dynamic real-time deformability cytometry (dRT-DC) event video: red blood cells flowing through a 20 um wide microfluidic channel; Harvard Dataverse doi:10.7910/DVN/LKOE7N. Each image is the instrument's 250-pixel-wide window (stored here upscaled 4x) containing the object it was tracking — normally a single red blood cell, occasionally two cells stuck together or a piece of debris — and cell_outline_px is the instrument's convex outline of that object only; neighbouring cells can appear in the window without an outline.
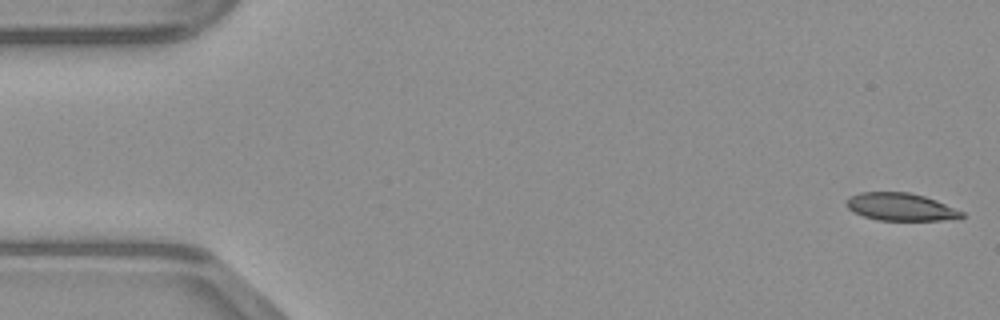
{"species": "common noctule bat (a hibernating species)", "species_latin": "Nyctalus noctula", "temperature_condition": "warm", "stored_images_in_passage": 49, "camera_frame_rate_fps": 3000, "um_per_image_px": 0.085, "animal": {"sex": "male", "body_mass_g": 23.1, "forearm_length_mm": 52.7}, "frame": {"image": 1, "passage_image": 1, "time_ms": 0.0, "image_size_px": [1000, 320], "cell_outline_px": [[964, 216], [940, 220], [880, 220], [864, 216], [848, 208], [848, 200], [852, 196], [860, 192], [908, 192], [924, 196], [936, 200], [964, 212]], "centroid_in_image_um": [76.58, 17.58], "position_along_channel_um": 8.4, "area_um2": 18.09}}
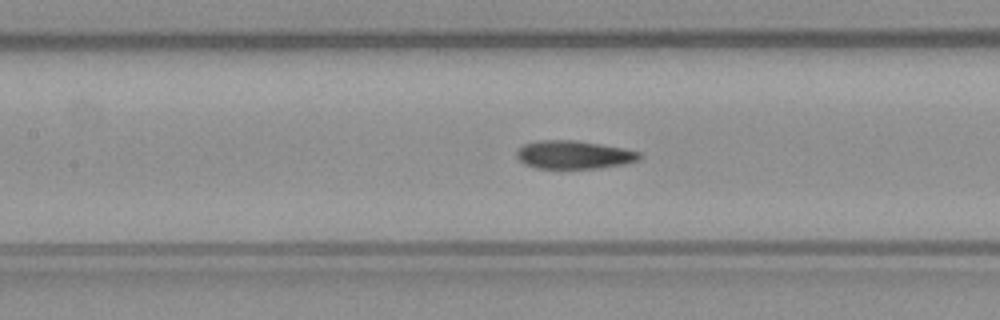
{"frame": {"image": 2, "passage_image": 21, "time_ms": 6.667, "image_size_px": [1000, 320], "cell_outline_px": [[644, 156], [640, 160], [624, 164], [600, 168], [536, 168], [524, 164], [516, 156], [516, 152], [524, 144], [536, 140], [576, 140], [624, 148], [640, 152]], "centroid_in_image_um": [48.81, 13.15], "position_along_channel_um": 158.6, "area_um2": 20.35}}
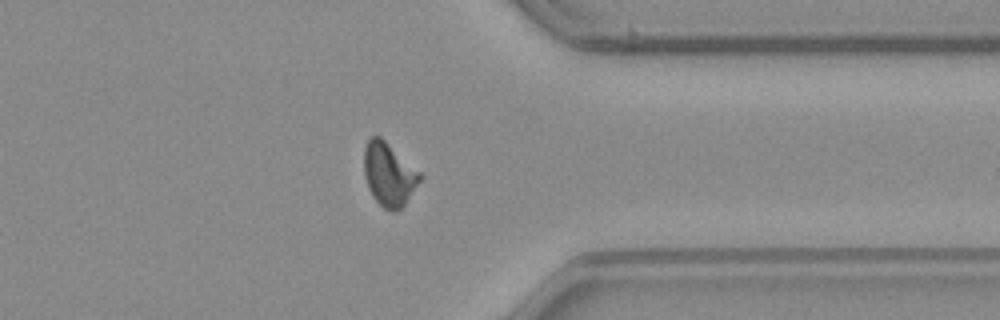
{"frame": {"image": 3, "passage_image": 37, "time_ms": 12.0, "image_size_px": [1000, 320], "cell_outline_px": [[424, 176], [404, 204], [400, 208], [392, 212], [384, 208], [372, 196], [368, 188], [364, 176], [364, 148], [368, 140], [372, 136], [380, 136], [420, 172]], "centroid_in_image_um": [33.05, 14.82], "position_along_channel_um": 378.4, "area_um2": 20.46}}